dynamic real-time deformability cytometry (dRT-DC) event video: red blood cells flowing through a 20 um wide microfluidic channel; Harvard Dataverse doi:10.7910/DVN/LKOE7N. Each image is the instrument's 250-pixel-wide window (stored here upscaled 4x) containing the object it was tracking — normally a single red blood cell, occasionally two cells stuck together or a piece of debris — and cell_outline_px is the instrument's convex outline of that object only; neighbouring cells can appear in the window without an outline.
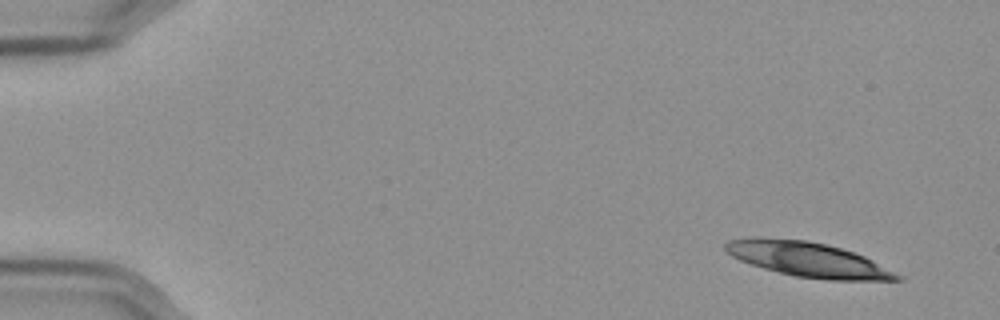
{"species": "Egyptian fruit bat (a non-hibernating species)", "species_latin": "Rousettus aegyptiacus", "temperature_condition": "cold", "stored_images_in_passage": 42, "camera_frame_rate_fps": 3000, "um_per_image_px": 0.085, "frame": {"image": 1, "passage_image": 1, "time_ms": 0.0, "image_size_px": [1000, 320], "cell_outline_px": [[904, 280], [828, 280], [796, 276], [764, 268], [740, 260], [732, 256], [724, 248], [724, 244], [728, 240], [752, 236], [760, 236], [808, 240], [840, 248], [864, 256], [872, 260], [900, 276]], "centroid_in_image_um": [68.6, 22.03], "position_along_channel_um": 16.4, "area_um2": 34.45}}
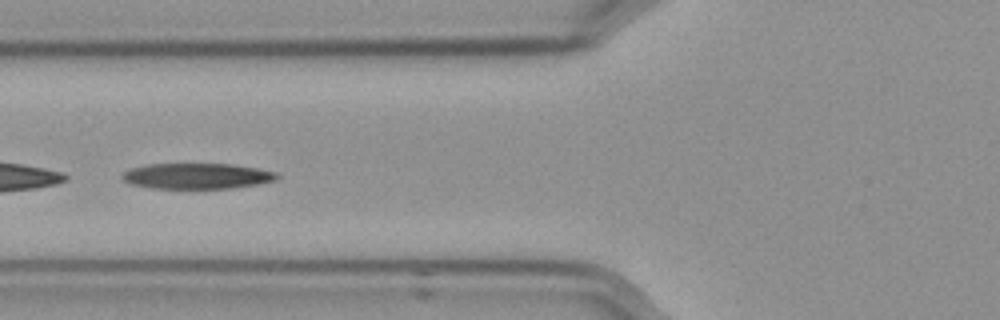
{"frame": {"image": 2, "passage_image": 20, "time_ms": 6.333, "image_size_px": [1000, 320], "cell_outline_px": [[280, 176], [276, 180], [256, 184], [232, 188], [152, 188], [132, 184], [124, 180], [120, 176], [128, 168], [148, 164], [232, 164], [280, 172]], "centroid_in_image_um": [16.76, 14.95], "position_along_channel_um": 109.0, "area_um2": 23.18}}
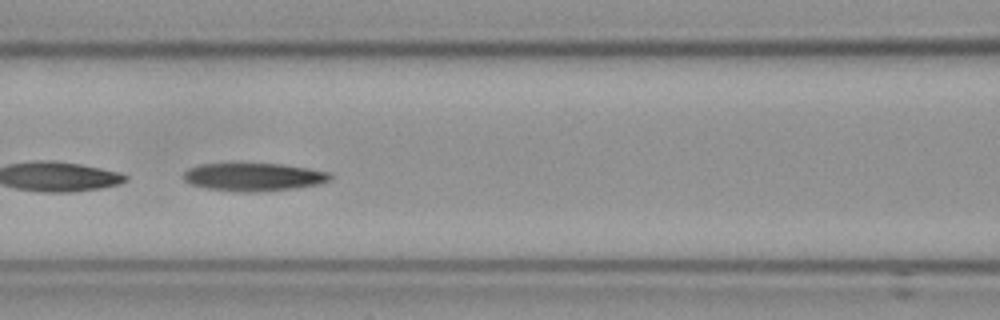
{"frame": {"image": 3, "passage_image": 23, "time_ms": 7.333, "image_size_px": [1000, 320], "cell_outline_px": [[332, 180], [316, 184], [292, 188], [256, 192], [236, 192], [204, 188], [188, 184], [180, 176], [188, 168], [200, 164], [280, 164], [308, 168], [332, 172]], "centroid_in_image_um": [21.51, 15.05], "position_along_channel_um": 145.1, "area_um2": 24.1}, "authors_computed_cell_mechanics": {"area_um2": 24.276, "velocity_mm_per_s": 3.5504, "shape_relaxation_time_tau1_ms": 4.5223, "shape_relaxation_time_tau2_ms": null, "deformation_change_tau1": 0.1533, "deformation_change_tau2": null}}